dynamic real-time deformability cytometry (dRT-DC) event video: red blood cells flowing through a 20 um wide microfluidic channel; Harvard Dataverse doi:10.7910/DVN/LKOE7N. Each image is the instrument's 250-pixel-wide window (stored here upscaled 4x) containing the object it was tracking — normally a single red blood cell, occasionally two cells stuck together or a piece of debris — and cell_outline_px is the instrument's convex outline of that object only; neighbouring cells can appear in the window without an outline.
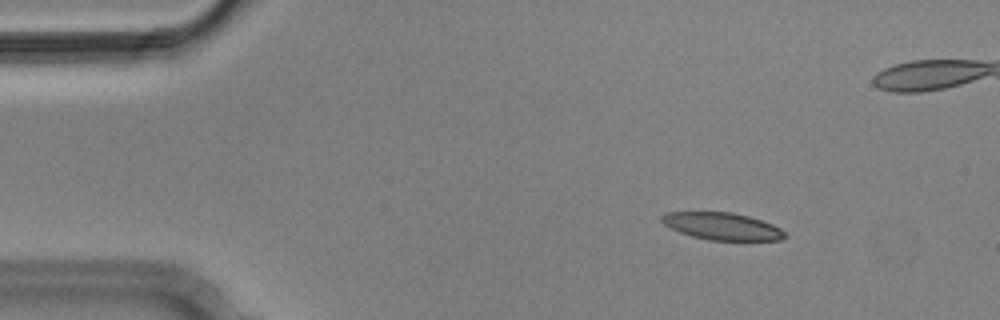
{"species": "Egyptian fruit bat (a non-hibernating species)", "species_latin": "Rousettus aegyptiacus", "temperature_condition": "cold", "stored_images_in_passage": 6, "camera_frame_rate_fps": 3000, "um_per_image_px": 0.085, "animal": {"sex": "male"}, "frame": {"image": 1, "passage_image": 3, "time_ms": 0.667, "image_size_px": [1000, 320], "cell_outline_px": [[788, 236], [780, 240], [708, 240], [692, 236], [680, 232], [664, 224], [660, 220], [660, 216], [668, 212], [732, 212], [748, 216], [772, 224], [780, 228]], "centroid_in_image_um": [61.38, 19.23], "position_along_channel_um": 23.6, "area_um2": 19.42}}